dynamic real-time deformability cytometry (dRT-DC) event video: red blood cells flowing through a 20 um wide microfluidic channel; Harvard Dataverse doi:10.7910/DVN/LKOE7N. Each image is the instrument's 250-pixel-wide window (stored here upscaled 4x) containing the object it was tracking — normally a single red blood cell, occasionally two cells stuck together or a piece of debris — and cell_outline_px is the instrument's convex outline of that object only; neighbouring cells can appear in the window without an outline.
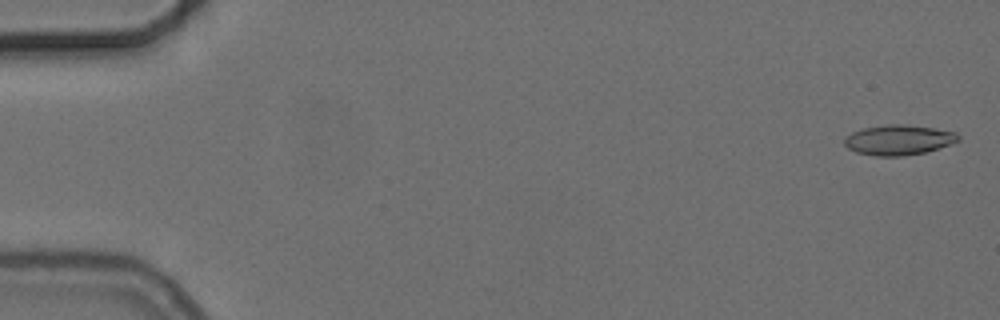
{"species": "common noctule bat (a hibernating species)", "species_latin": "Nyctalus noctula", "temperature_condition": "cold", "stored_images_in_passage": 56, "camera_frame_rate_fps": 3000, "um_per_image_px": 0.085, "animal": {"sex": "female", "body_mass_g": 24.6, "forearm_length_mm": 56.2}, "frame": {"image": 1, "passage_image": 2, "time_ms": 0.333, "image_size_px": [1000, 320], "cell_outline_px": [[960, 140], [924, 152], [904, 156], [876, 156], [856, 152], [848, 148], [844, 144], [844, 140], [852, 132], [864, 128], [888, 124], [904, 124], [932, 128], [956, 132], [960, 136]], "centroid_in_image_um": [76.36, 11.89], "position_along_channel_um": 8.6, "area_um2": 19.71}}
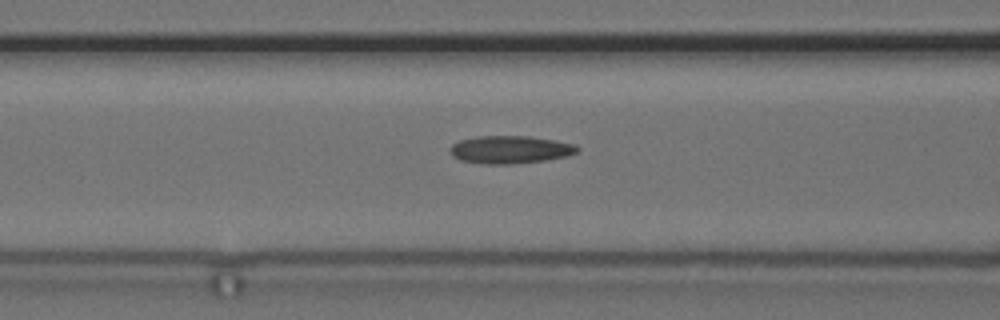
{"frame": {"image": 2, "passage_image": 23, "time_ms": 7.333, "image_size_px": [1000, 320], "cell_outline_px": [[580, 148], [576, 152], [568, 156], [544, 160], [512, 164], [484, 164], [460, 160], [452, 156], [448, 148], [452, 144], [460, 140], [476, 136], [528, 136], [576, 144]], "centroid_in_image_um": [43.33, 12.72], "position_along_channel_um": 123.3, "area_um2": 20.63}}
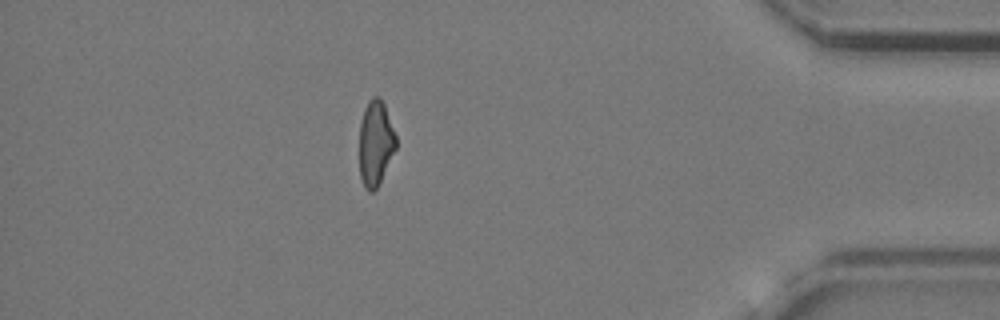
{"frame": {"image": 3, "passage_image": 49, "time_ms": 16.0, "image_size_px": [1000, 320], "cell_outline_px": [[396, 148], [376, 188], [372, 192], [368, 192], [364, 188], [360, 176], [360, 124], [364, 108], [368, 100], [372, 96], [380, 96], [384, 104], [396, 136]], "centroid_in_image_um": [31.91, 12.14], "position_along_channel_um": 403.3, "area_um2": 18.03}, "authors_computed_cell_mechanics": {"area_um2": 19.4786, "velocity_mm_per_s": 3.7363, "shape_relaxation_time_tau1_ms": null, "shape_relaxation_time_tau2_ms": 4.7525, "deformation_change_tau1": null, "deformation_change_tau2": 0.1434}}